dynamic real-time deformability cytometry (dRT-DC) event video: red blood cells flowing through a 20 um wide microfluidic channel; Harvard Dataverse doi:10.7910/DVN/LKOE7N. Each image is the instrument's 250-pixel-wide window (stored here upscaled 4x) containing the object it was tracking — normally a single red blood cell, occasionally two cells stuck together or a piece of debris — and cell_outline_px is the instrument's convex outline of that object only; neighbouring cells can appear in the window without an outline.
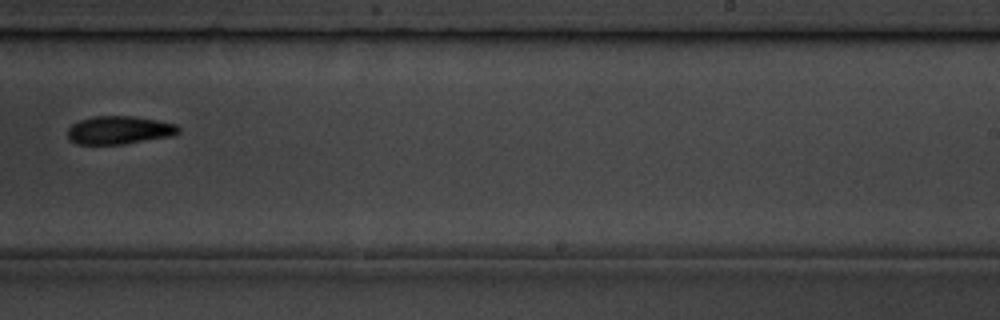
{"species": "common noctule bat (a hibernating species)", "species_latin": "Nyctalus noctula", "temperature_condition": "room temperature", "stored_images_in_passage": 11, "camera_frame_rate_fps": 3000, "um_per_image_px": 0.085, "animal": {"sex": "male", "body_mass_g": 19.5, "forearm_length_mm": 54.6}, "frame": {"image": 1, "passage_image": 10, "time_ms": 10.333, "image_size_px": [1000, 320], "cell_outline_px": [[180, 132], [172, 136], [124, 144], [76, 144], [68, 140], [68, 128], [72, 124], [80, 120], [92, 116], [136, 116], [176, 124], [180, 128]], "centroid_in_image_um": [10.13, 11.06], "position_along_channel_um": 278.9, "area_um2": 18.32}}